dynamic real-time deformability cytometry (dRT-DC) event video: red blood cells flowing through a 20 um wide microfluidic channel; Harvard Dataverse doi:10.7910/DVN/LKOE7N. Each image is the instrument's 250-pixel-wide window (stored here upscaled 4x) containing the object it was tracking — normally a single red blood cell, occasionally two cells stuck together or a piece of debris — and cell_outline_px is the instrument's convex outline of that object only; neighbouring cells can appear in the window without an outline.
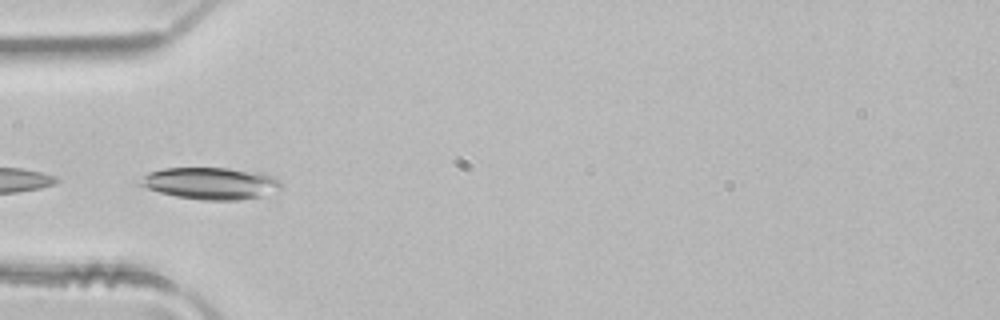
{"species": "common noctule bat (a hibernating species)", "species_latin": "Nyctalus noctula", "temperature_condition": "room temperature", "stored_images_in_passage": 3, "camera_frame_rate_fps": 3000, "um_per_image_px": 0.085, "animal": {"sex": "male", "body_mass_g": 21.5, "forearm_length_mm": 52.0}, "frame": {"image": 1, "passage_image": 2, "time_ms": 0.333, "image_size_px": [1000, 320], "cell_outline_px": [[280, 188], [260, 196], [240, 200], [204, 200], [176, 196], [160, 192], [136, 184], [148, 172], [164, 168], [228, 168], [260, 172], [272, 176], [280, 184]], "centroid_in_image_um": [17.85, 15.57], "position_along_channel_um": 67.1, "area_um2": 25.89}}
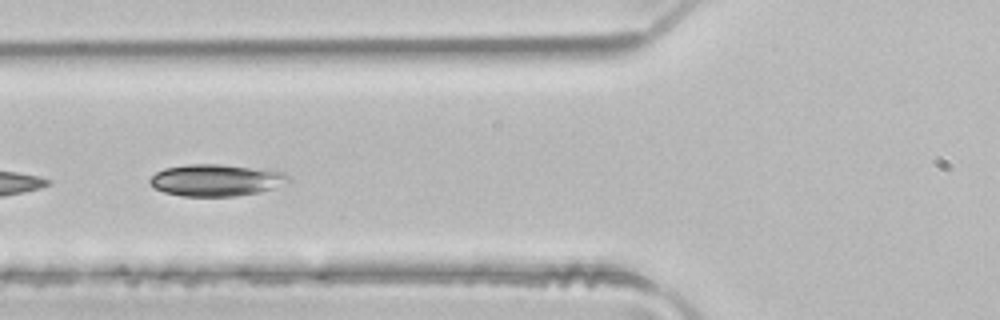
{"frame": {"image": 2, "passage_image": 3, "time_ms": 0.667, "image_size_px": [1000, 320], "cell_outline_px": [[292, 180], [272, 188], [256, 192], [236, 196], [184, 196], [164, 192], [156, 188], [148, 180], [156, 172], [164, 168], [188, 164], [220, 164], [284, 172]], "centroid_in_image_um": [18.34, 15.31], "position_along_channel_um": 107.5, "area_um2": 25.32}}